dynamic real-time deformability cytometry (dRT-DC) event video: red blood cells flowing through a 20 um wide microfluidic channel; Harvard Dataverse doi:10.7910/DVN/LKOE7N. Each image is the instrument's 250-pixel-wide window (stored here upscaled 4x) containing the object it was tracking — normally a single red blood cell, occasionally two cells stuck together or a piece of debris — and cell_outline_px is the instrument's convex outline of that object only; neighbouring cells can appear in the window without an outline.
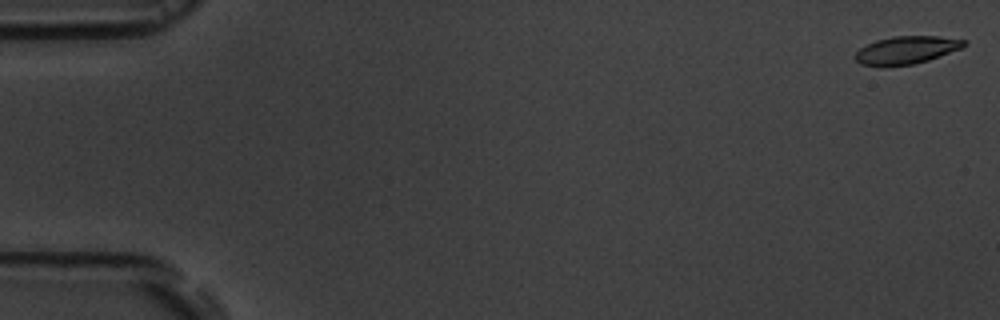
{"species": "common noctule bat (a hibernating species)", "species_latin": "Nyctalus noctula", "temperature_condition": "room temperature", "stored_images_in_passage": 17, "camera_frame_rate_fps": 3000, "um_per_image_px": 0.085, "animal": {"sex": "male", "body_mass_g": 19.5, "forearm_length_mm": 54.6}, "frame": {"image": 1, "passage_image": 1, "time_ms": 0.0, "image_size_px": [1000, 320], "cell_outline_px": [[968, 44], [964, 48], [928, 60], [912, 64], [860, 64], [852, 56], [860, 48], [876, 40], [892, 36], [940, 36], [968, 40]], "centroid_in_image_um": [77.13, 4.21], "position_along_channel_um": 7.9, "area_um2": 17.4}}
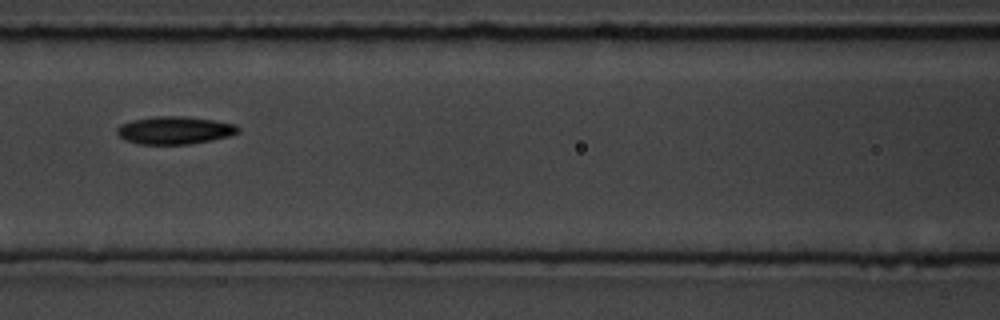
{"frame": {"image": 2, "passage_image": 8, "time_ms": 8.0, "image_size_px": [1000, 320], "cell_outline_px": [[240, 132], [228, 136], [212, 140], [192, 144], [140, 144], [124, 140], [116, 132], [116, 128], [120, 124], [132, 120], [152, 116], [184, 116], [212, 120], [236, 124], [240, 128]], "centroid_in_image_um": [14.83, 11.07], "position_along_channel_um": 151.8, "area_um2": 19.71}}
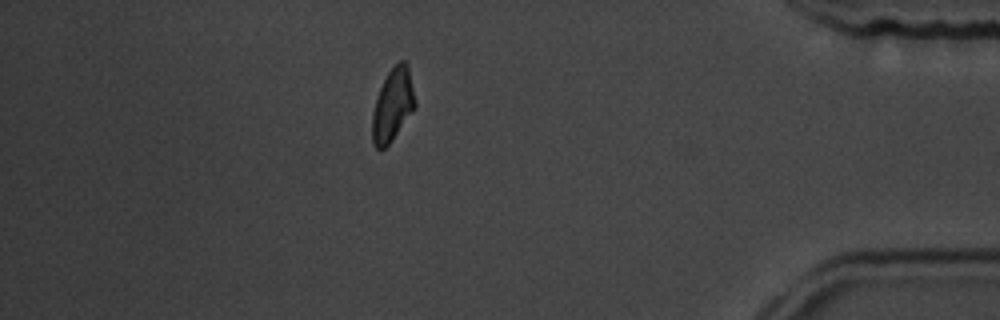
{"frame": {"image": 3, "passage_image": 15, "time_ms": 16.0, "image_size_px": [1000, 320], "cell_outline_px": [[416, 108], [392, 140], [380, 152], [372, 144], [372, 112], [380, 88], [388, 72], [400, 60], [404, 60], [408, 64], [416, 100]], "centroid_in_image_um": [33.39, 8.94], "position_along_channel_um": 401.8, "area_um2": 18.32}, "authors_computed_cell_mechanics": {"area_um2": 18.496, "velocity_mm_per_s": 3.6417, "shape_relaxation_time_tau1_ms": 2.0853, "shape_relaxation_time_tau2_ms": null, "deformation_change_tau1": 0.1057, "deformation_change_tau2": null}}